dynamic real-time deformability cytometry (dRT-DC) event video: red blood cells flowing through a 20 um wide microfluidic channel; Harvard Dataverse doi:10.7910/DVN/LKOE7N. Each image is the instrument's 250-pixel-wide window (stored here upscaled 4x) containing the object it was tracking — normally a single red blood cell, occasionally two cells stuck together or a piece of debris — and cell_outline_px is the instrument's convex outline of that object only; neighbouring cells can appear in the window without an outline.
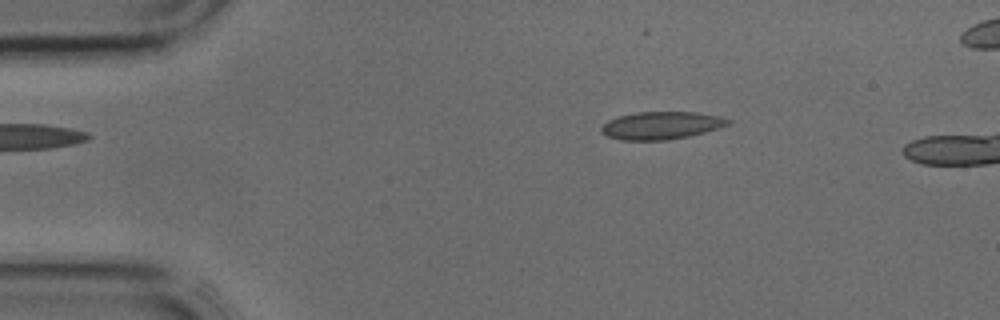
{"species": "common noctule bat (a hibernating species)", "species_latin": "Nyctalus noctula", "temperature_condition": "cold", "stored_images_in_passage": 5, "camera_frame_rate_fps": 3000, "um_per_image_px": 0.085, "animal": {"sex": "male", "body_mass_g": 17.9, "forearm_length_mm": 54.2}, "frame": {"image": 1, "passage_image": 1, "time_ms": 0.0, "image_size_px": [1000, 320], "cell_outline_px": [[732, 124], [704, 132], [688, 136], [668, 140], [620, 140], [608, 136], [600, 132], [600, 128], [608, 120], [620, 116], [636, 112], [696, 112], [720, 116], [732, 120]], "centroid_in_image_um": [56.23, 10.66], "position_along_channel_um": 28.8, "area_um2": 20.46}}